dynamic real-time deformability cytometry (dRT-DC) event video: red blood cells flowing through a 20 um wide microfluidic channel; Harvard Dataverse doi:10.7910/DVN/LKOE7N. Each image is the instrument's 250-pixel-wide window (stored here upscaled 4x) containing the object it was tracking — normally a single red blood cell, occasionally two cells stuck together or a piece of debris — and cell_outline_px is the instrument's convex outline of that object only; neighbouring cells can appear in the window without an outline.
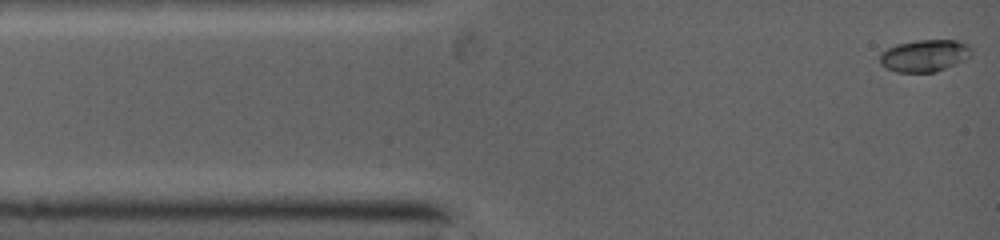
{"species": "common noctule bat (a hibernating species)", "species_latin": "Nyctalus noctula", "temperature_condition": "warm", "stored_images_in_passage": 3, "camera_frame_rate_fps": 5000, "um_per_image_px": 0.085, "animal": {"sex": "female", "body_mass_g": 19.0, "forearm_length_mm": 53.3}, "frame": {"image": 1, "passage_image": 1, "time_ms": 0.0, "image_size_px": [1000, 240], "cell_outline_px": [[972, 52], [964, 60], [956, 64], [936, 72], [896, 72], [884, 68], [880, 64], [880, 56], [888, 48], [896, 44], [916, 40], [952, 40], [968, 44]], "centroid_in_image_um": [78.57, 4.74], "position_along_channel_um": 6.4, "area_um2": 17.05}}
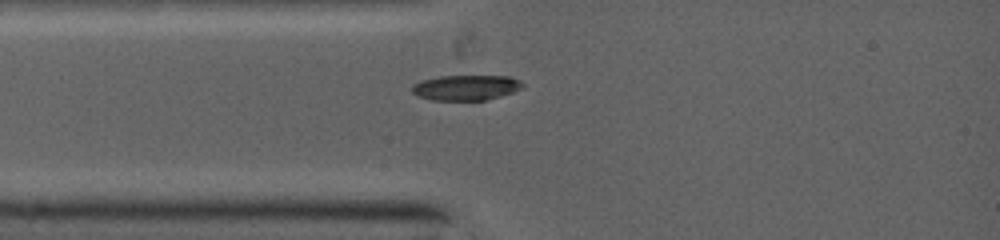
{"frame": {"image": 2, "passage_image": 3, "time_ms": 2.2, "image_size_px": [1000, 240], "cell_outline_px": [[524, 84], [520, 88], [512, 92], [500, 96], [484, 100], [432, 100], [420, 96], [412, 92], [412, 84], [424, 80], [440, 76], [508, 76]], "centroid_in_image_um": [39.58, 7.44], "position_along_channel_um": 45.4, "area_um2": 15.95}}